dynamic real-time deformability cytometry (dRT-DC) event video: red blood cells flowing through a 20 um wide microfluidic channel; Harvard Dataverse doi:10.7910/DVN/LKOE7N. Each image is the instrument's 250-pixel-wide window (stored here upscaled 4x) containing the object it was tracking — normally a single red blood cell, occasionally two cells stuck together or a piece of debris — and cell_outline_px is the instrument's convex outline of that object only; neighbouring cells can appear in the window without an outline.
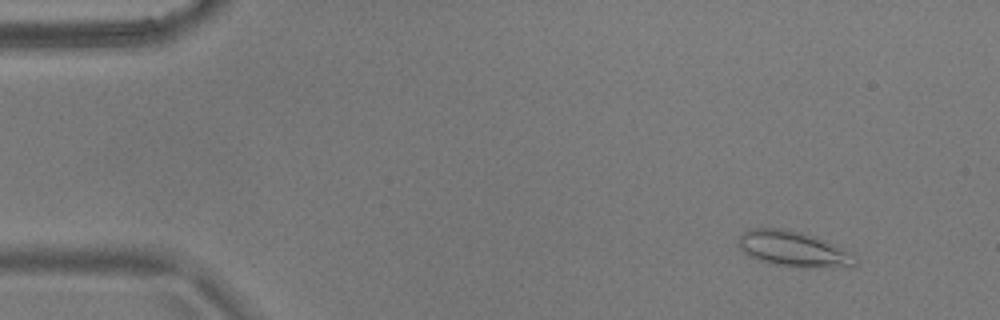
{"species": "common noctule bat (a hibernating species)", "species_latin": "Nyctalus noctula", "temperature_condition": "warm", "stored_images_in_passage": 51, "camera_frame_rate_fps": 3000, "um_per_image_px": 0.085, "animal": {"sex": "male", "body_mass_g": 17.9}, "frame": {"image": 1, "passage_image": 1, "time_ms": 0.0, "image_size_px": [1000, 320], "cell_outline_px": [[856, 264], [800, 268], [768, 264], [748, 256], [736, 244], [740, 236], [748, 228], [780, 228], [800, 232], [816, 236], [852, 252], [856, 260]], "centroid_in_image_um": [67.35, 21.15], "position_along_channel_um": 17.6, "area_um2": 24.16}}
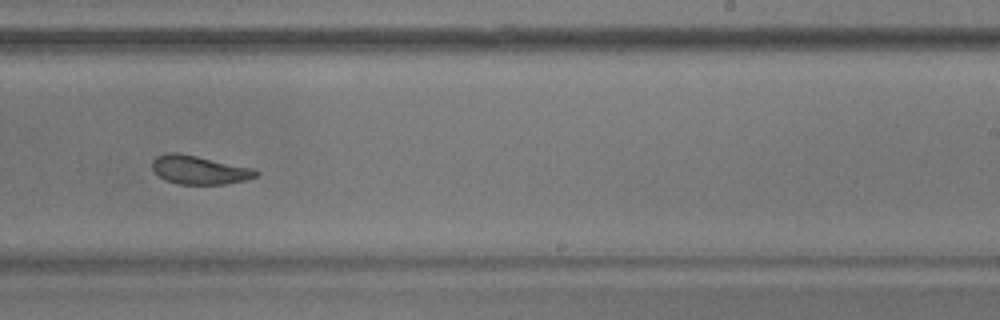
{"frame": {"image": 2, "passage_image": 30, "time_ms": 9.667, "image_size_px": [1000, 320], "cell_outline_px": [[260, 172], [256, 176], [244, 180], [224, 184], [176, 184], [164, 180], [152, 168], [152, 160], [156, 156], [168, 152], [176, 152], [196, 156], [252, 168]], "centroid_in_image_um": [16.89, 14.44], "position_along_channel_um": 272.1, "area_um2": 17.11}}
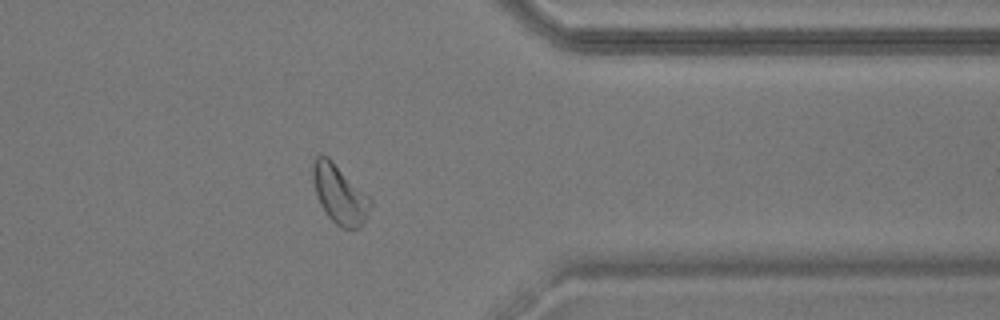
{"frame": {"image": 3, "passage_image": 40, "time_ms": 13.0, "image_size_px": [1000, 320], "cell_outline_px": [[372, 204], [360, 228], [340, 228], [328, 216], [320, 204], [316, 192], [312, 176], [312, 160], [316, 156], [328, 156], [372, 200]], "centroid_in_image_um": [28.84, 16.5], "position_along_channel_um": 382.6, "area_um2": 19.42}, "authors_computed_cell_mechanics": {"area_um2": 19.4208, "velocity_mm_per_s": 3.6402, "shape_relaxation_time_tau1_ms": null, "shape_relaxation_time_tau2_ms": 2.6613, "deformation_change_tau1": null, "deformation_change_tau2": 0.0892}}